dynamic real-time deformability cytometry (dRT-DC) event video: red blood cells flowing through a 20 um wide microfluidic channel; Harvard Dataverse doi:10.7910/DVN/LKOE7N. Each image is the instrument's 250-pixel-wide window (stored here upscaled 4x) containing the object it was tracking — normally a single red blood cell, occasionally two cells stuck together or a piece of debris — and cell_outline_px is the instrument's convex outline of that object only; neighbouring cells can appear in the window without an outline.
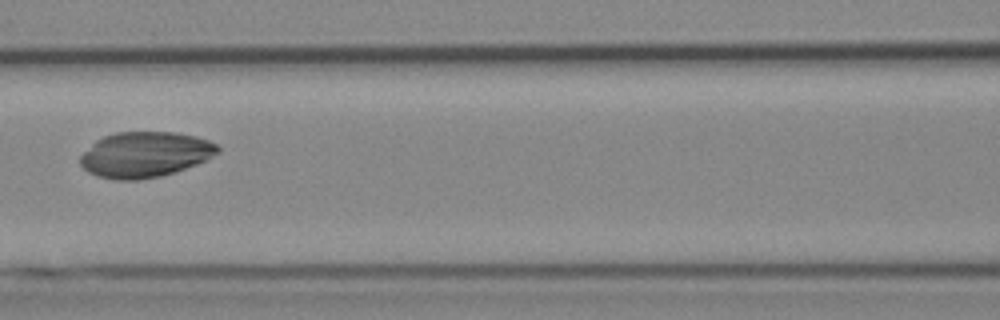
{"species": "Egyptian fruit bat (a non-hibernating species)", "species_latin": "Rousettus aegyptiacus", "temperature_condition": "cold", "stored_images_in_passage": 4, "camera_frame_rate_fps": 3000, "um_per_image_px": 0.085, "animal": {"sex": "female"}, "frame": {"image": 1, "passage_image": 4, "time_ms": 3.667, "image_size_px": [1000, 320], "cell_outline_px": [[220, 152], [196, 164], [160, 176], [140, 180], [116, 180], [96, 176], [88, 172], [80, 164], [80, 156], [96, 140], [104, 136], [116, 132], [176, 132], [196, 136], [208, 140], [216, 144], [220, 148]], "centroid_in_image_um": [12.31, 13.13], "position_along_channel_um": 154.3, "area_um2": 36.36}}